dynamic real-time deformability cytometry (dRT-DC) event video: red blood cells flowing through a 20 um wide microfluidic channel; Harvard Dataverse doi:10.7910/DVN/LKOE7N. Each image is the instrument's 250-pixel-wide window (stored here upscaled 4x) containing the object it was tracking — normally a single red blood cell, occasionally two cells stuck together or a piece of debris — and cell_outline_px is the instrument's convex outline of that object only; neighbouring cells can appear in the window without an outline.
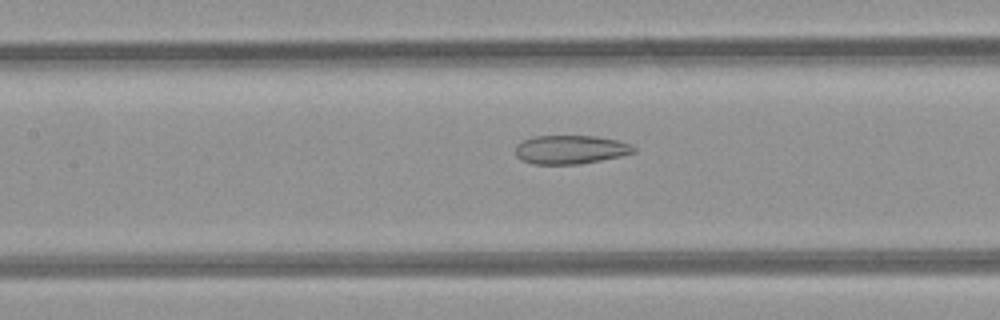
{"species": "common noctule bat (a hibernating species)", "species_latin": "Nyctalus noctula", "temperature_condition": "room temperature", "stored_images_in_passage": 36, "camera_frame_rate_fps": 3000, "um_per_image_px": 0.085, "animal": {"sex": "female", "body_mass_g": 21.9}, "frame": {"image": 1, "passage_image": 9, "time_ms": 2.667, "image_size_px": [1000, 320], "cell_outline_px": [[636, 152], [620, 156], [580, 164], [532, 164], [520, 160], [516, 156], [516, 144], [532, 136], [596, 136], [616, 140], [632, 144], [636, 148]], "centroid_in_image_um": [48.48, 12.71], "position_along_channel_um": 158.9, "area_um2": 19.88}}
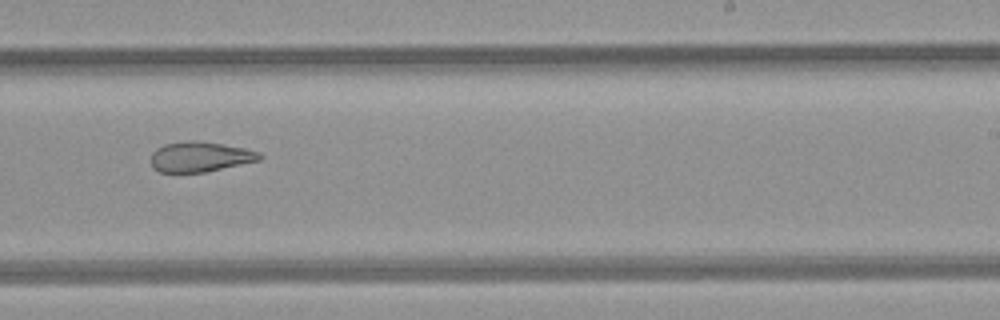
{"frame": {"image": 2, "passage_image": 17, "time_ms": 5.333, "image_size_px": [1000, 320], "cell_outline_px": [[264, 156], [260, 160], [204, 172], [160, 172], [152, 168], [152, 152], [156, 148], [164, 144], [192, 140], [196, 140], [224, 144], [244, 148], [260, 152]], "centroid_in_image_um": [17.01, 13.32], "position_along_channel_um": 272.0, "area_um2": 19.07}}
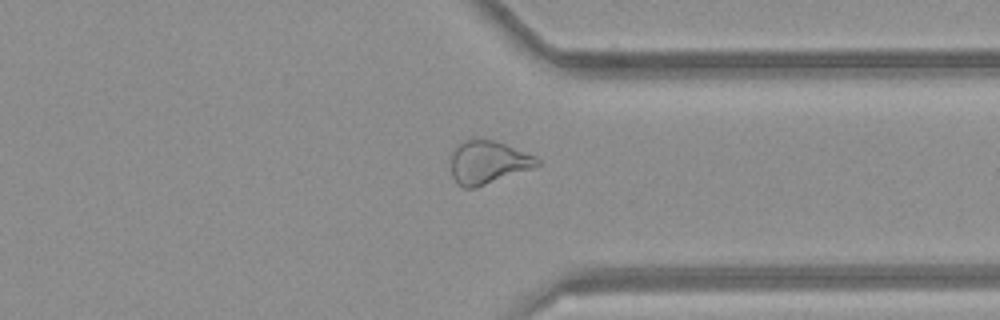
{"frame": {"image": 3, "passage_image": 24, "time_ms": 7.667, "image_size_px": [1000, 320], "cell_outline_px": [[540, 164], [532, 168], [476, 188], [464, 188], [456, 184], [452, 176], [452, 148], [456, 144], [464, 140], [496, 140], [536, 156], [540, 160]], "centroid_in_image_um": [41.46, 13.8], "position_along_channel_um": 369.9, "area_um2": 21.73}, "authors_computed_cell_mechanics": {"area_um2": 21.4149, "velocity_mm_per_s": 4.2653, "shape_relaxation_time_tau1_ms": null, "shape_relaxation_time_tau2_ms": 3.4413, "deformation_change_tau1": null, "deformation_change_tau2": 0.1338}}